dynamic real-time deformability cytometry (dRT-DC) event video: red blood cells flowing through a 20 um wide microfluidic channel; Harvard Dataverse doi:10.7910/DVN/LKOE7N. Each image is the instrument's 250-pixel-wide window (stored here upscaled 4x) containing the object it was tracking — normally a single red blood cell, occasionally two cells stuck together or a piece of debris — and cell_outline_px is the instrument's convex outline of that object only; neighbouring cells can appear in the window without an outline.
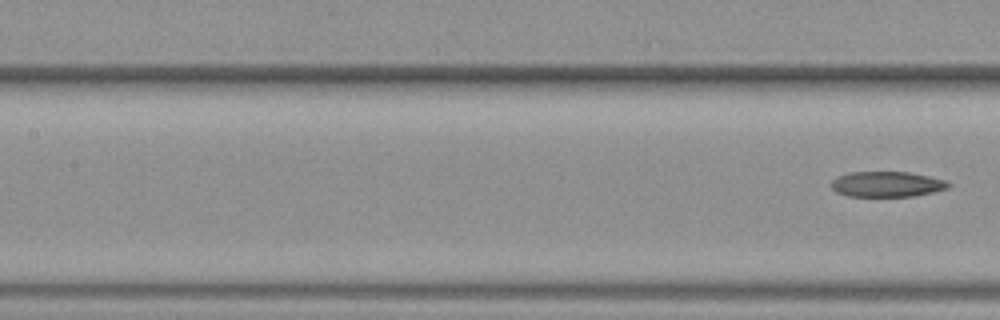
{"species": "common noctule bat (a hibernating species)", "species_latin": "Nyctalus noctula", "temperature_condition": "warm", "stored_images_in_passage": 5, "segment_of_instrument_passage": [2, 2], "camera_frame_rate_fps": 3000, "um_per_image_px": 0.085, "animal": {"sex": "female", "body_mass_g": 19.3, "forearm_length_mm": 54.1}, "frame": {"image": 1, "passage_image": 5, "time_ms": 6.0, "image_size_px": [1000, 320], "cell_outline_px": [[952, 184], [948, 188], [916, 196], [848, 196], [836, 192], [832, 188], [832, 180], [836, 176], [848, 172], [908, 172], [948, 180]], "centroid_in_image_um": [75.4, 15.65], "position_along_channel_um": 132.0, "area_um2": 17.46}}